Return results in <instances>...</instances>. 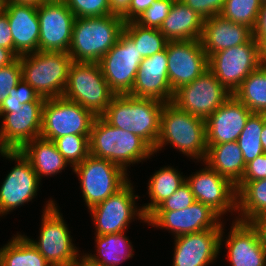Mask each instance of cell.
<instances>
[{
	"mask_svg": "<svg viewBox=\"0 0 266 266\" xmlns=\"http://www.w3.org/2000/svg\"><path fill=\"white\" fill-rule=\"evenodd\" d=\"M167 144L190 159L204 162L207 155L206 121L181 110L172 102L164 103L154 154Z\"/></svg>",
	"mask_w": 266,
	"mask_h": 266,
	"instance_id": "cell-1",
	"label": "cell"
},
{
	"mask_svg": "<svg viewBox=\"0 0 266 266\" xmlns=\"http://www.w3.org/2000/svg\"><path fill=\"white\" fill-rule=\"evenodd\" d=\"M163 105L156 99L115 95L101 117L111 126L138 135L154 149L160 134Z\"/></svg>",
	"mask_w": 266,
	"mask_h": 266,
	"instance_id": "cell-2",
	"label": "cell"
},
{
	"mask_svg": "<svg viewBox=\"0 0 266 266\" xmlns=\"http://www.w3.org/2000/svg\"><path fill=\"white\" fill-rule=\"evenodd\" d=\"M89 146L90 155L109 160L125 172L131 164L154 156L153 149L142 138L111 126L101 116H96L93 121Z\"/></svg>",
	"mask_w": 266,
	"mask_h": 266,
	"instance_id": "cell-3",
	"label": "cell"
},
{
	"mask_svg": "<svg viewBox=\"0 0 266 266\" xmlns=\"http://www.w3.org/2000/svg\"><path fill=\"white\" fill-rule=\"evenodd\" d=\"M125 22L121 17L75 18L68 53L74 62H99L116 44Z\"/></svg>",
	"mask_w": 266,
	"mask_h": 266,
	"instance_id": "cell-4",
	"label": "cell"
},
{
	"mask_svg": "<svg viewBox=\"0 0 266 266\" xmlns=\"http://www.w3.org/2000/svg\"><path fill=\"white\" fill-rule=\"evenodd\" d=\"M72 62L68 52L37 51L22 55V79L44 99L62 97Z\"/></svg>",
	"mask_w": 266,
	"mask_h": 266,
	"instance_id": "cell-5",
	"label": "cell"
},
{
	"mask_svg": "<svg viewBox=\"0 0 266 266\" xmlns=\"http://www.w3.org/2000/svg\"><path fill=\"white\" fill-rule=\"evenodd\" d=\"M116 94L97 62H72L63 97L101 116Z\"/></svg>",
	"mask_w": 266,
	"mask_h": 266,
	"instance_id": "cell-6",
	"label": "cell"
},
{
	"mask_svg": "<svg viewBox=\"0 0 266 266\" xmlns=\"http://www.w3.org/2000/svg\"><path fill=\"white\" fill-rule=\"evenodd\" d=\"M42 212L38 240L29 239L51 266H72L81 256L55 200L50 199Z\"/></svg>",
	"mask_w": 266,
	"mask_h": 266,
	"instance_id": "cell-7",
	"label": "cell"
},
{
	"mask_svg": "<svg viewBox=\"0 0 266 266\" xmlns=\"http://www.w3.org/2000/svg\"><path fill=\"white\" fill-rule=\"evenodd\" d=\"M88 210L120 190L130 179L127 172L109 160L89 155L72 168Z\"/></svg>",
	"mask_w": 266,
	"mask_h": 266,
	"instance_id": "cell-8",
	"label": "cell"
},
{
	"mask_svg": "<svg viewBox=\"0 0 266 266\" xmlns=\"http://www.w3.org/2000/svg\"><path fill=\"white\" fill-rule=\"evenodd\" d=\"M95 115L66 98L45 99L40 137L55 141L66 135H90Z\"/></svg>",
	"mask_w": 266,
	"mask_h": 266,
	"instance_id": "cell-9",
	"label": "cell"
},
{
	"mask_svg": "<svg viewBox=\"0 0 266 266\" xmlns=\"http://www.w3.org/2000/svg\"><path fill=\"white\" fill-rule=\"evenodd\" d=\"M130 181L115 194L89 209L95 225V235L124 232L136 217L147 223L142 207L135 205L139 196L134 195L135 190Z\"/></svg>",
	"mask_w": 266,
	"mask_h": 266,
	"instance_id": "cell-10",
	"label": "cell"
},
{
	"mask_svg": "<svg viewBox=\"0 0 266 266\" xmlns=\"http://www.w3.org/2000/svg\"><path fill=\"white\" fill-rule=\"evenodd\" d=\"M261 65L258 41L254 37L243 45L218 51L208 58V69L231 94Z\"/></svg>",
	"mask_w": 266,
	"mask_h": 266,
	"instance_id": "cell-11",
	"label": "cell"
},
{
	"mask_svg": "<svg viewBox=\"0 0 266 266\" xmlns=\"http://www.w3.org/2000/svg\"><path fill=\"white\" fill-rule=\"evenodd\" d=\"M0 155L17 164L0 186V216L35 199L41 180L20 150H0Z\"/></svg>",
	"mask_w": 266,
	"mask_h": 266,
	"instance_id": "cell-12",
	"label": "cell"
},
{
	"mask_svg": "<svg viewBox=\"0 0 266 266\" xmlns=\"http://www.w3.org/2000/svg\"><path fill=\"white\" fill-rule=\"evenodd\" d=\"M142 60L134 41L123 31L98 63L110 89L122 95L132 90Z\"/></svg>",
	"mask_w": 266,
	"mask_h": 266,
	"instance_id": "cell-13",
	"label": "cell"
},
{
	"mask_svg": "<svg viewBox=\"0 0 266 266\" xmlns=\"http://www.w3.org/2000/svg\"><path fill=\"white\" fill-rule=\"evenodd\" d=\"M232 94L207 69L200 77L174 92L172 103L178 108L206 120Z\"/></svg>",
	"mask_w": 266,
	"mask_h": 266,
	"instance_id": "cell-14",
	"label": "cell"
},
{
	"mask_svg": "<svg viewBox=\"0 0 266 266\" xmlns=\"http://www.w3.org/2000/svg\"><path fill=\"white\" fill-rule=\"evenodd\" d=\"M168 77L172 91L190 84L208 69V57L201 40L168 41Z\"/></svg>",
	"mask_w": 266,
	"mask_h": 266,
	"instance_id": "cell-15",
	"label": "cell"
},
{
	"mask_svg": "<svg viewBox=\"0 0 266 266\" xmlns=\"http://www.w3.org/2000/svg\"><path fill=\"white\" fill-rule=\"evenodd\" d=\"M221 218L210 206L195 201L186 209L179 211H153L147 217V224L171 231L174 237H177L208 229L222 228Z\"/></svg>",
	"mask_w": 266,
	"mask_h": 266,
	"instance_id": "cell-16",
	"label": "cell"
},
{
	"mask_svg": "<svg viewBox=\"0 0 266 266\" xmlns=\"http://www.w3.org/2000/svg\"><path fill=\"white\" fill-rule=\"evenodd\" d=\"M200 171L186 177L195 201L210 206L221 217L225 213H237V190L229 179L219 175L206 163Z\"/></svg>",
	"mask_w": 266,
	"mask_h": 266,
	"instance_id": "cell-17",
	"label": "cell"
},
{
	"mask_svg": "<svg viewBox=\"0 0 266 266\" xmlns=\"http://www.w3.org/2000/svg\"><path fill=\"white\" fill-rule=\"evenodd\" d=\"M39 51L68 52L75 15L65 2H43L37 7Z\"/></svg>",
	"mask_w": 266,
	"mask_h": 266,
	"instance_id": "cell-18",
	"label": "cell"
},
{
	"mask_svg": "<svg viewBox=\"0 0 266 266\" xmlns=\"http://www.w3.org/2000/svg\"><path fill=\"white\" fill-rule=\"evenodd\" d=\"M44 102H28L12 113H0V150H20L40 137Z\"/></svg>",
	"mask_w": 266,
	"mask_h": 266,
	"instance_id": "cell-19",
	"label": "cell"
},
{
	"mask_svg": "<svg viewBox=\"0 0 266 266\" xmlns=\"http://www.w3.org/2000/svg\"><path fill=\"white\" fill-rule=\"evenodd\" d=\"M228 236L224 239V223L220 235L227 249V259L231 266H266V244L257 229L250 222L233 220Z\"/></svg>",
	"mask_w": 266,
	"mask_h": 266,
	"instance_id": "cell-20",
	"label": "cell"
},
{
	"mask_svg": "<svg viewBox=\"0 0 266 266\" xmlns=\"http://www.w3.org/2000/svg\"><path fill=\"white\" fill-rule=\"evenodd\" d=\"M222 228L184 234L174 239L172 266H208L220 251Z\"/></svg>",
	"mask_w": 266,
	"mask_h": 266,
	"instance_id": "cell-21",
	"label": "cell"
},
{
	"mask_svg": "<svg viewBox=\"0 0 266 266\" xmlns=\"http://www.w3.org/2000/svg\"><path fill=\"white\" fill-rule=\"evenodd\" d=\"M166 48L151 57L143 58L136 74L133 97L151 98L163 103L172 102L174 92L169 83Z\"/></svg>",
	"mask_w": 266,
	"mask_h": 266,
	"instance_id": "cell-22",
	"label": "cell"
},
{
	"mask_svg": "<svg viewBox=\"0 0 266 266\" xmlns=\"http://www.w3.org/2000/svg\"><path fill=\"white\" fill-rule=\"evenodd\" d=\"M252 114L246 105L230 96L206 121V144L237 141Z\"/></svg>",
	"mask_w": 266,
	"mask_h": 266,
	"instance_id": "cell-23",
	"label": "cell"
},
{
	"mask_svg": "<svg viewBox=\"0 0 266 266\" xmlns=\"http://www.w3.org/2000/svg\"><path fill=\"white\" fill-rule=\"evenodd\" d=\"M14 41L17 57L39 51L40 25L37 7L16 3H3Z\"/></svg>",
	"mask_w": 266,
	"mask_h": 266,
	"instance_id": "cell-24",
	"label": "cell"
},
{
	"mask_svg": "<svg viewBox=\"0 0 266 266\" xmlns=\"http://www.w3.org/2000/svg\"><path fill=\"white\" fill-rule=\"evenodd\" d=\"M253 37V30L240 23H234L221 15L205 19L201 36L202 47L209 58L218 51L247 43Z\"/></svg>",
	"mask_w": 266,
	"mask_h": 266,
	"instance_id": "cell-25",
	"label": "cell"
},
{
	"mask_svg": "<svg viewBox=\"0 0 266 266\" xmlns=\"http://www.w3.org/2000/svg\"><path fill=\"white\" fill-rule=\"evenodd\" d=\"M204 19L181 0H174L160 32L168 41L198 40L203 32Z\"/></svg>",
	"mask_w": 266,
	"mask_h": 266,
	"instance_id": "cell-26",
	"label": "cell"
},
{
	"mask_svg": "<svg viewBox=\"0 0 266 266\" xmlns=\"http://www.w3.org/2000/svg\"><path fill=\"white\" fill-rule=\"evenodd\" d=\"M20 151L29 160L40 180L43 176L61 173L69 165L55 142L42 137L27 142Z\"/></svg>",
	"mask_w": 266,
	"mask_h": 266,
	"instance_id": "cell-27",
	"label": "cell"
},
{
	"mask_svg": "<svg viewBox=\"0 0 266 266\" xmlns=\"http://www.w3.org/2000/svg\"><path fill=\"white\" fill-rule=\"evenodd\" d=\"M204 163L234 185L241 181L246 166L237 141L207 145Z\"/></svg>",
	"mask_w": 266,
	"mask_h": 266,
	"instance_id": "cell-28",
	"label": "cell"
},
{
	"mask_svg": "<svg viewBox=\"0 0 266 266\" xmlns=\"http://www.w3.org/2000/svg\"><path fill=\"white\" fill-rule=\"evenodd\" d=\"M125 232L95 235V254H82L91 263L98 266H117L133 257L134 248Z\"/></svg>",
	"mask_w": 266,
	"mask_h": 266,
	"instance_id": "cell-29",
	"label": "cell"
},
{
	"mask_svg": "<svg viewBox=\"0 0 266 266\" xmlns=\"http://www.w3.org/2000/svg\"><path fill=\"white\" fill-rule=\"evenodd\" d=\"M182 174L171 166H164L153 173L147 186L151 202L141 206L146 217L186 182Z\"/></svg>",
	"mask_w": 266,
	"mask_h": 266,
	"instance_id": "cell-30",
	"label": "cell"
},
{
	"mask_svg": "<svg viewBox=\"0 0 266 266\" xmlns=\"http://www.w3.org/2000/svg\"><path fill=\"white\" fill-rule=\"evenodd\" d=\"M237 211L235 220L251 222L266 211V178L254 181H240L236 185Z\"/></svg>",
	"mask_w": 266,
	"mask_h": 266,
	"instance_id": "cell-31",
	"label": "cell"
},
{
	"mask_svg": "<svg viewBox=\"0 0 266 266\" xmlns=\"http://www.w3.org/2000/svg\"><path fill=\"white\" fill-rule=\"evenodd\" d=\"M14 236L0 248V266H51L28 236Z\"/></svg>",
	"mask_w": 266,
	"mask_h": 266,
	"instance_id": "cell-32",
	"label": "cell"
},
{
	"mask_svg": "<svg viewBox=\"0 0 266 266\" xmlns=\"http://www.w3.org/2000/svg\"><path fill=\"white\" fill-rule=\"evenodd\" d=\"M232 95L252 113L266 114V65L251 72Z\"/></svg>",
	"mask_w": 266,
	"mask_h": 266,
	"instance_id": "cell-33",
	"label": "cell"
},
{
	"mask_svg": "<svg viewBox=\"0 0 266 266\" xmlns=\"http://www.w3.org/2000/svg\"><path fill=\"white\" fill-rule=\"evenodd\" d=\"M123 31L134 41L143 58L163 51L168 42L159 29L143 27L135 21L125 23Z\"/></svg>",
	"mask_w": 266,
	"mask_h": 266,
	"instance_id": "cell-34",
	"label": "cell"
},
{
	"mask_svg": "<svg viewBox=\"0 0 266 266\" xmlns=\"http://www.w3.org/2000/svg\"><path fill=\"white\" fill-rule=\"evenodd\" d=\"M265 123V113H252L237 139L245 164L264 153L262 149L261 133Z\"/></svg>",
	"mask_w": 266,
	"mask_h": 266,
	"instance_id": "cell-35",
	"label": "cell"
},
{
	"mask_svg": "<svg viewBox=\"0 0 266 266\" xmlns=\"http://www.w3.org/2000/svg\"><path fill=\"white\" fill-rule=\"evenodd\" d=\"M262 4V0H225L220 15L234 23L244 24L253 30Z\"/></svg>",
	"mask_w": 266,
	"mask_h": 266,
	"instance_id": "cell-36",
	"label": "cell"
},
{
	"mask_svg": "<svg viewBox=\"0 0 266 266\" xmlns=\"http://www.w3.org/2000/svg\"><path fill=\"white\" fill-rule=\"evenodd\" d=\"M90 135H66L54 142L60 154L73 168L90 155Z\"/></svg>",
	"mask_w": 266,
	"mask_h": 266,
	"instance_id": "cell-37",
	"label": "cell"
},
{
	"mask_svg": "<svg viewBox=\"0 0 266 266\" xmlns=\"http://www.w3.org/2000/svg\"><path fill=\"white\" fill-rule=\"evenodd\" d=\"M28 102H45L35 90L23 79L18 85L8 91V96L4 98L0 106V113H12L18 108L21 109L23 104Z\"/></svg>",
	"mask_w": 266,
	"mask_h": 266,
	"instance_id": "cell-38",
	"label": "cell"
},
{
	"mask_svg": "<svg viewBox=\"0 0 266 266\" xmlns=\"http://www.w3.org/2000/svg\"><path fill=\"white\" fill-rule=\"evenodd\" d=\"M65 3L76 18L110 15L108 0H65Z\"/></svg>",
	"mask_w": 266,
	"mask_h": 266,
	"instance_id": "cell-39",
	"label": "cell"
},
{
	"mask_svg": "<svg viewBox=\"0 0 266 266\" xmlns=\"http://www.w3.org/2000/svg\"><path fill=\"white\" fill-rule=\"evenodd\" d=\"M174 0H155L135 22L143 27L159 29L168 16Z\"/></svg>",
	"mask_w": 266,
	"mask_h": 266,
	"instance_id": "cell-40",
	"label": "cell"
},
{
	"mask_svg": "<svg viewBox=\"0 0 266 266\" xmlns=\"http://www.w3.org/2000/svg\"><path fill=\"white\" fill-rule=\"evenodd\" d=\"M195 202L190 185L185 182L154 211L183 210Z\"/></svg>",
	"mask_w": 266,
	"mask_h": 266,
	"instance_id": "cell-41",
	"label": "cell"
},
{
	"mask_svg": "<svg viewBox=\"0 0 266 266\" xmlns=\"http://www.w3.org/2000/svg\"><path fill=\"white\" fill-rule=\"evenodd\" d=\"M22 80L20 57L13 63L0 67V106L4 98L8 96V91L16 87Z\"/></svg>",
	"mask_w": 266,
	"mask_h": 266,
	"instance_id": "cell-42",
	"label": "cell"
},
{
	"mask_svg": "<svg viewBox=\"0 0 266 266\" xmlns=\"http://www.w3.org/2000/svg\"><path fill=\"white\" fill-rule=\"evenodd\" d=\"M184 4L189 6L204 20L210 17L220 15L225 0H181Z\"/></svg>",
	"mask_w": 266,
	"mask_h": 266,
	"instance_id": "cell-43",
	"label": "cell"
},
{
	"mask_svg": "<svg viewBox=\"0 0 266 266\" xmlns=\"http://www.w3.org/2000/svg\"><path fill=\"white\" fill-rule=\"evenodd\" d=\"M266 178V153L256 157L245 166L241 181H254Z\"/></svg>",
	"mask_w": 266,
	"mask_h": 266,
	"instance_id": "cell-44",
	"label": "cell"
},
{
	"mask_svg": "<svg viewBox=\"0 0 266 266\" xmlns=\"http://www.w3.org/2000/svg\"><path fill=\"white\" fill-rule=\"evenodd\" d=\"M0 47L11 50L14 53V41L7 19V14L0 9Z\"/></svg>",
	"mask_w": 266,
	"mask_h": 266,
	"instance_id": "cell-45",
	"label": "cell"
},
{
	"mask_svg": "<svg viewBox=\"0 0 266 266\" xmlns=\"http://www.w3.org/2000/svg\"><path fill=\"white\" fill-rule=\"evenodd\" d=\"M155 0H132L128 13L122 18L127 23L135 21Z\"/></svg>",
	"mask_w": 266,
	"mask_h": 266,
	"instance_id": "cell-46",
	"label": "cell"
},
{
	"mask_svg": "<svg viewBox=\"0 0 266 266\" xmlns=\"http://www.w3.org/2000/svg\"><path fill=\"white\" fill-rule=\"evenodd\" d=\"M110 5V14L123 18L129 10L132 0H108Z\"/></svg>",
	"mask_w": 266,
	"mask_h": 266,
	"instance_id": "cell-47",
	"label": "cell"
},
{
	"mask_svg": "<svg viewBox=\"0 0 266 266\" xmlns=\"http://www.w3.org/2000/svg\"><path fill=\"white\" fill-rule=\"evenodd\" d=\"M253 36H266V3H263L260 8Z\"/></svg>",
	"mask_w": 266,
	"mask_h": 266,
	"instance_id": "cell-48",
	"label": "cell"
},
{
	"mask_svg": "<svg viewBox=\"0 0 266 266\" xmlns=\"http://www.w3.org/2000/svg\"><path fill=\"white\" fill-rule=\"evenodd\" d=\"M250 223L257 229L261 240L266 244V211L259 214Z\"/></svg>",
	"mask_w": 266,
	"mask_h": 266,
	"instance_id": "cell-49",
	"label": "cell"
},
{
	"mask_svg": "<svg viewBox=\"0 0 266 266\" xmlns=\"http://www.w3.org/2000/svg\"><path fill=\"white\" fill-rule=\"evenodd\" d=\"M17 58L11 50L0 47V67L13 63Z\"/></svg>",
	"mask_w": 266,
	"mask_h": 266,
	"instance_id": "cell-50",
	"label": "cell"
},
{
	"mask_svg": "<svg viewBox=\"0 0 266 266\" xmlns=\"http://www.w3.org/2000/svg\"><path fill=\"white\" fill-rule=\"evenodd\" d=\"M258 41L262 65H266V36H253Z\"/></svg>",
	"mask_w": 266,
	"mask_h": 266,
	"instance_id": "cell-51",
	"label": "cell"
},
{
	"mask_svg": "<svg viewBox=\"0 0 266 266\" xmlns=\"http://www.w3.org/2000/svg\"><path fill=\"white\" fill-rule=\"evenodd\" d=\"M44 0H4L3 3H16V4H23V5H32L39 7Z\"/></svg>",
	"mask_w": 266,
	"mask_h": 266,
	"instance_id": "cell-52",
	"label": "cell"
},
{
	"mask_svg": "<svg viewBox=\"0 0 266 266\" xmlns=\"http://www.w3.org/2000/svg\"><path fill=\"white\" fill-rule=\"evenodd\" d=\"M72 266H98V265L91 263L87 258L82 256L81 254L80 259H78Z\"/></svg>",
	"mask_w": 266,
	"mask_h": 266,
	"instance_id": "cell-53",
	"label": "cell"
},
{
	"mask_svg": "<svg viewBox=\"0 0 266 266\" xmlns=\"http://www.w3.org/2000/svg\"><path fill=\"white\" fill-rule=\"evenodd\" d=\"M261 142H262V149L264 153H266V123L263 126V130L261 133Z\"/></svg>",
	"mask_w": 266,
	"mask_h": 266,
	"instance_id": "cell-54",
	"label": "cell"
},
{
	"mask_svg": "<svg viewBox=\"0 0 266 266\" xmlns=\"http://www.w3.org/2000/svg\"><path fill=\"white\" fill-rule=\"evenodd\" d=\"M45 2H65V0H44Z\"/></svg>",
	"mask_w": 266,
	"mask_h": 266,
	"instance_id": "cell-55",
	"label": "cell"
},
{
	"mask_svg": "<svg viewBox=\"0 0 266 266\" xmlns=\"http://www.w3.org/2000/svg\"><path fill=\"white\" fill-rule=\"evenodd\" d=\"M3 1L0 0V9L2 8Z\"/></svg>",
	"mask_w": 266,
	"mask_h": 266,
	"instance_id": "cell-56",
	"label": "cell"
}]
</instances>
